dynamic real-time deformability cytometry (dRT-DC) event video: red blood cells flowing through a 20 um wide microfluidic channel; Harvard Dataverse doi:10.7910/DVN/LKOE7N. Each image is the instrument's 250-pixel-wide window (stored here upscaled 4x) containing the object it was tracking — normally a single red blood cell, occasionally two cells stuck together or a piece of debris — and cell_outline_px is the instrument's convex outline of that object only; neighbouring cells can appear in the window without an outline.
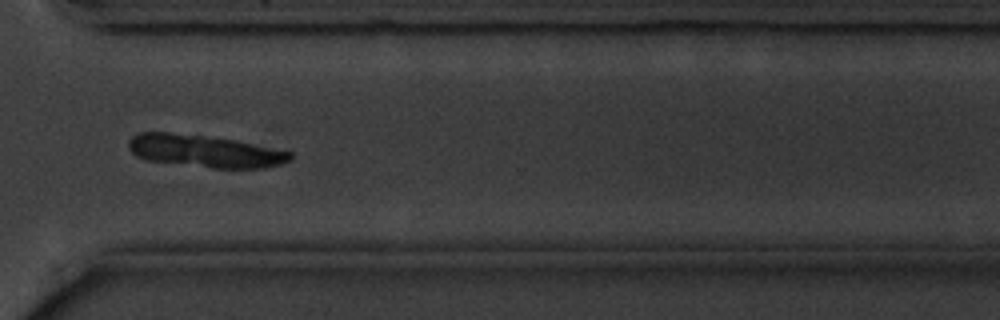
{"species": "common noctule bat (a hibernating species)", "species_latin": "Nyctalus noctula", "temperature_condition": "cold", "stored_images_in_passage": 14, "camera_frame_rate_fps": 3000, "um_per_image_px": 0.085, "animal": {"sex": "male", "body_mass_g": 20.1, "forearm_length_mm": 53.5}, "frame": {"image": 1, "passage_image": 12, "time_ms": 13.333, "image_size_px": [1000, 320], "cell_outline_px": [[292, 160], [280, 164], [264, 168], [212, 168], [144, 160], [136, 156], [128, 148], [128, 140], [132, 136], [140, 132], [168, 132], [204, 136], [232, 140], [292, 152]], "centroid_in_image_um": [17.35, 12.85], "position_along_channel_um": 353.2, "area_um2": 30.35}}